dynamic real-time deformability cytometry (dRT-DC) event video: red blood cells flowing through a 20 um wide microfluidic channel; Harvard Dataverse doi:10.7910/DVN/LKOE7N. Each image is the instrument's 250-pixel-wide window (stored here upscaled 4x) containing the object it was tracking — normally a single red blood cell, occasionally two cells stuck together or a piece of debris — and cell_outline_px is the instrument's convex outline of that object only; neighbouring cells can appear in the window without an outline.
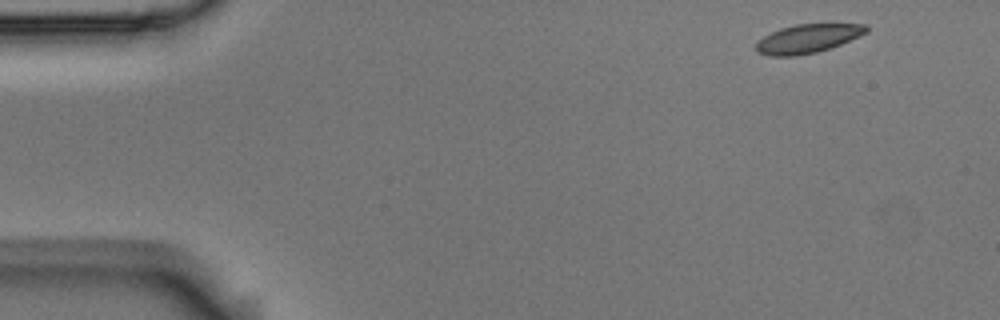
{"species": "Egyptian fruit bat (a non-hibernating species)", "species_latin": "Rousettus aegyptiacus", "temperature_condition": "room temperature", "stored_images_in_passage": 4, "camera_frame_rate_fps": 3000, "um_per_image_px": 0.085, "animal": {"sex": "male"}, "frame": {"image": 1, "passage_image": 1, "time_ms": 0.0, "image_size_px": [1000, 320], "cell_outline_px": [[868, 32], [840, 44], [816, 52], [796, 56], [768, 56], [756, 52], [756, 44], [764, 36], [780, 28], [796, 24], [868, 24]], "centroid_in_image_um": [68.64, 3.28], "position_along_channel_um": 16.4, "area_um2": 18.32}}
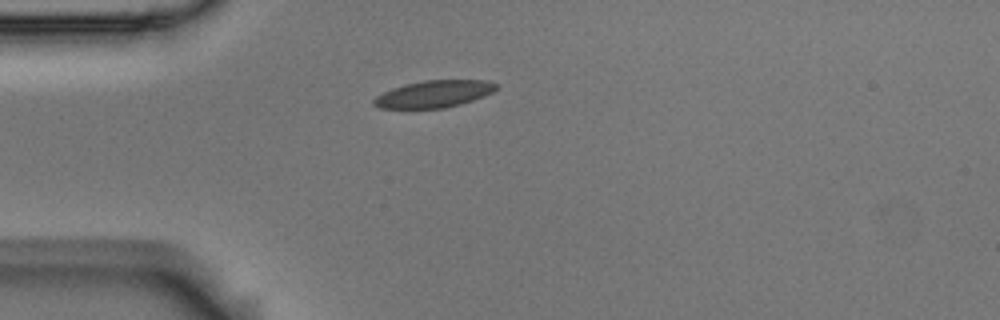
{"frame": {"image": 2, "passage_image": 4, "time_ms": 1.0, "image_size_px": [1000, 320], "cell_outline_px": [[496, 88], [492, 92], [484, 96], [460, 104], [444, 108], [380, 108], [372, 104], [372, 100], [376, 96], [392, 88], [404, 84], [424, 80], [488, 80], [496, 84]], "centroid_in_image_um": [36.86, 7.98], "position_along_channel_um": 48.1, "area_um2": 19.19}}